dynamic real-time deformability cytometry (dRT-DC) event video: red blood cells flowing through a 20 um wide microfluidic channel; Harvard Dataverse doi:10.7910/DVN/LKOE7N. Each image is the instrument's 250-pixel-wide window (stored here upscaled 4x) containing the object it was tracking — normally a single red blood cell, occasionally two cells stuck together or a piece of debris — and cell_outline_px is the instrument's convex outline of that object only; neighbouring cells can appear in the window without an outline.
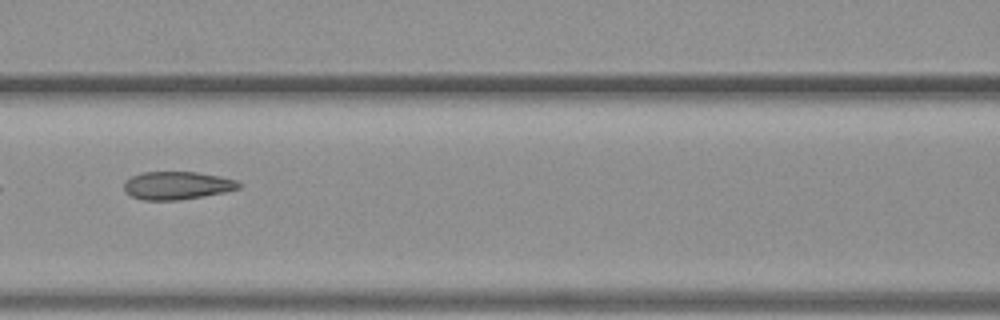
{"species": "common noctule bat (a hibernating species)", "species_latin": "Nyctalus noctula", "temperature_condition": "warm", "stored_images_in_passage": 24, "camera_frame_rate_fps": 3000, "um_per_image_px": 0.085, "animal": {"sex": "female", "body_mass_g": 19.3, "forearm_length_mm": 54.1}, "frame": {"image": 1, "passage_image": 8, "time_ms": 2.333, "image_size_px": [1000, 320], "cell_outline_px": [[244, 184], [240, 188], [224, 192], [180, 200], [144, 200], [132, 196], [124, 188], [124, 184], [132, 176], [144, 172], [196, 172], [220, 176], [236, 180]], "centroid_in_image_um": [15.11, 15.76], "position_along_channel_um": 151.5, "area_um2": 18.55}}
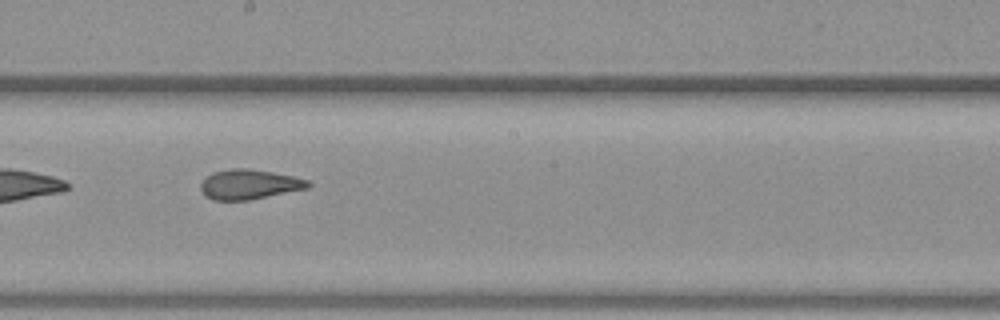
{"frame": {"image": 2, "passage_image": 14, "time_ms": 4.333, "image_size_px": [1000, 320], "cell_outline_px": [[312, 184], [308, 188], [248, 200], [212, 200], [204, 196], [200, 188], [200, 184], [212, 172], [232, 168], [244, 168], [272, 172], [292, 176], [308, 180]], "centroid_in_image_um": [21.16, 15.67], "position_along_channel_um": 227.0, "area_um2": 18.55}}
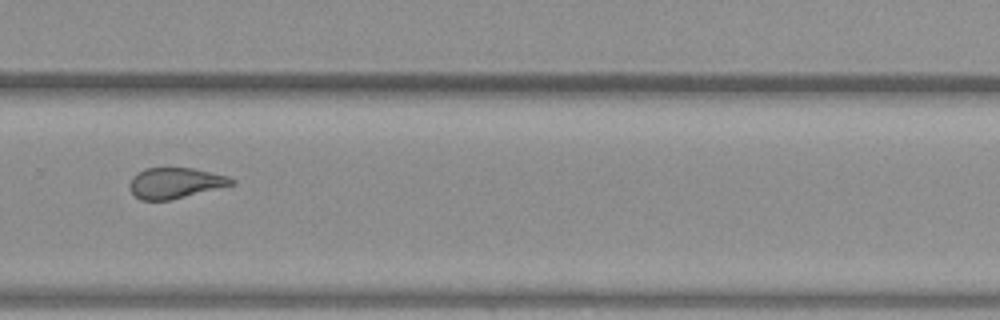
{"frame": {"image": 3, "passage_image": 21, "time_ms": 6.667, "image_size_px": [1000, 320], "cell_outline_px": [[236, 180], [232, 184], [168, 200], [140, 200], [128, 188], [128, 184], [132, 176], [136, 172], [144, 168], [192, 168], [228, 176]], "centroid_in_image_um": [14.81, 15.54], "position_along_channel_um": 315.0, "area_um2": 17.98}}